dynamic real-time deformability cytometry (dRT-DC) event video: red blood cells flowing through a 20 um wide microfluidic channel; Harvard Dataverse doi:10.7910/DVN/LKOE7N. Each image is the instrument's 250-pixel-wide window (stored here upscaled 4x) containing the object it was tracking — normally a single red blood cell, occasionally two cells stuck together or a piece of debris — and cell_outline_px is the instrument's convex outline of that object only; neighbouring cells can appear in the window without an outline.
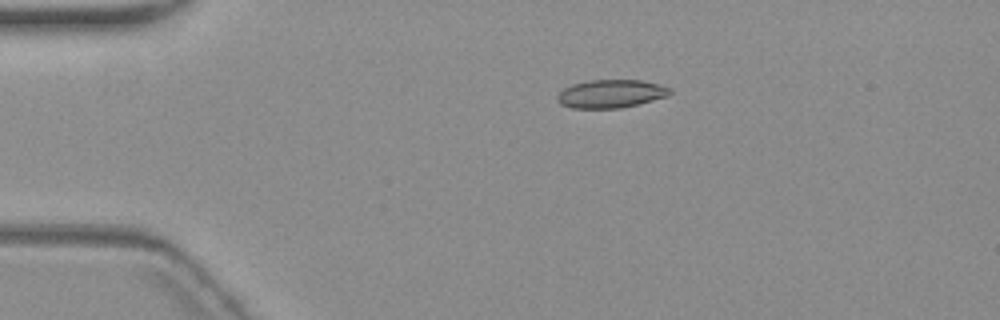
{"species": "common noctule bat (a hibernating species)", "species_latin": "Nyctalus noctula", "temperature_condition": "warm", "stored_images_in_passage": 6, "camera_frame_rate_fps": 3000, "um_per_image_px": 0.085, "animal": {"sex": "female", "body_mass_g": 19.3, "forearm_length_mm": 54.1}, "frame": {"image": 1, "passage_image": 3, "time_ms": 3.0, "image_size_px": [1000, 320], "cell_outline_px": [[672, 92], [668, 96], [620, 108], [572, 108], [560, 104], [556, 100], [556, 96], [564, 88], [572, 84], [592, 80], [640, 80], [660, 84], [672, 88]], "centroid_in_image_um": [51.92, 7.96], "position_along_channel_um": 33.1, "area_um2": 18.5}}
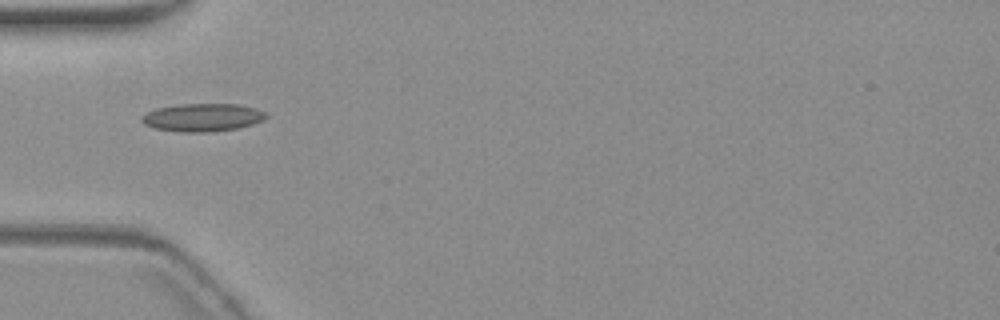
{"frame": {"image": 2, "passage_image": 5, "time_ms": 5.333, "image_size_px": [1000, 320], "cell_outline_px": [[268, 116], [264, 120], [252, 124], [236, 128], [208, 132], [184, 132], [156, 128], [144, 124], [140, 120], [140, 116], [156, 108], [180, 104], [240, 104], [256, 108], [264, 112]], "centroid_in_image_um": [17.22, 9.97], "position_along_channel_um": 67.8, "area_um2": 20.17}}
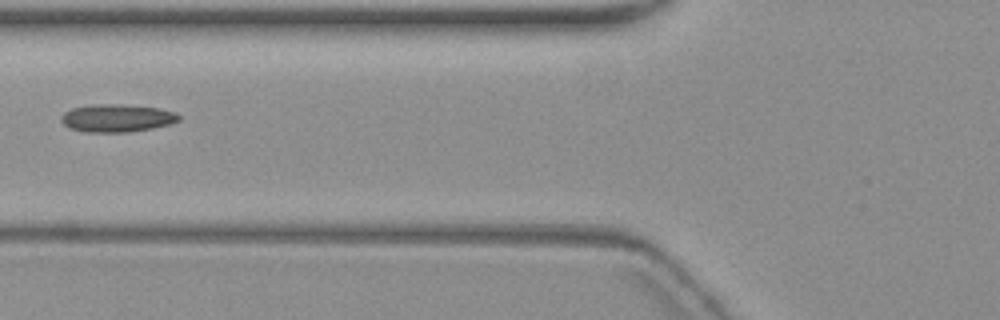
{"frame": {"image": 3, "passage_image": 6, "time_ms": 6.667, "image_size_px": [1000, 320], "cell_outline_px": [[180, 120], [172, 124], [152, 128], [128, 132], [88, 132], [68, 128], [60, 120], [60, 116], [64, 112], [72, 108], [92, 104], [120, 104], [160, 108], [176, 112], [180, 116]], "centroid_in_image_um": [9.94, 10.03], "position_along_channel_um": 115.9, "area_um2": 19.25}}